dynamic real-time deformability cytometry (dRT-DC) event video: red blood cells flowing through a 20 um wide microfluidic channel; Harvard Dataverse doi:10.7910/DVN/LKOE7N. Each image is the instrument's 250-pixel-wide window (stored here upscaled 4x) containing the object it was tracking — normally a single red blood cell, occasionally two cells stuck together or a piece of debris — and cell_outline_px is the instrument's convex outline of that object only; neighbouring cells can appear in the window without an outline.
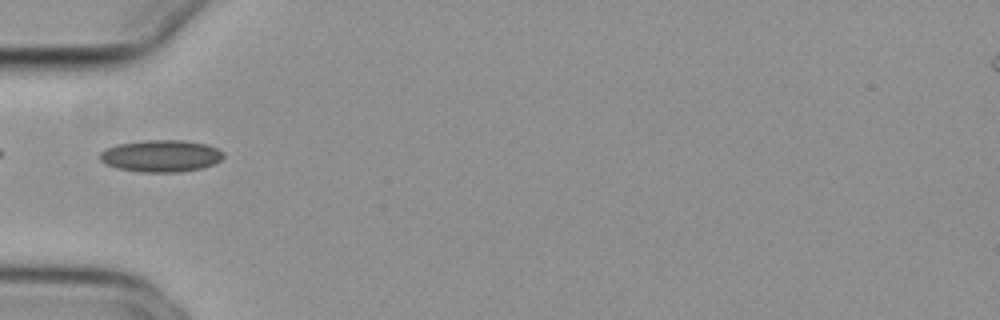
{"species": "common noctule bat (a hibernating species)", "species_latin": "Nyctalus noctula", "temperature_condition": "cold", "stored_images_in_passage": 38, "camera_frame_rate_fps": 3000, "um_per_image_px": 0.085, "animal": {"sex": "female", "body_mass_g": 29.2, "forearm_length_mm": 56.3}, "frame": {"image": 1, "passage_image": 1, "time_ms": 0.0, "image_size_px": [1000, 320], "cell_outline_px": [[224, 156], [220, 160], [204, 168], [180, 172], [140, 172], [116, 168], [100, 160], [100, 152], [104, 148], [116, 144], [144, 140], [184, 140], [208, 144], [224, 152]], "centroid_in_image_um": [13.68, 13.25], "position_along_channel_um": 71.3, "area_um2": 23.24}}
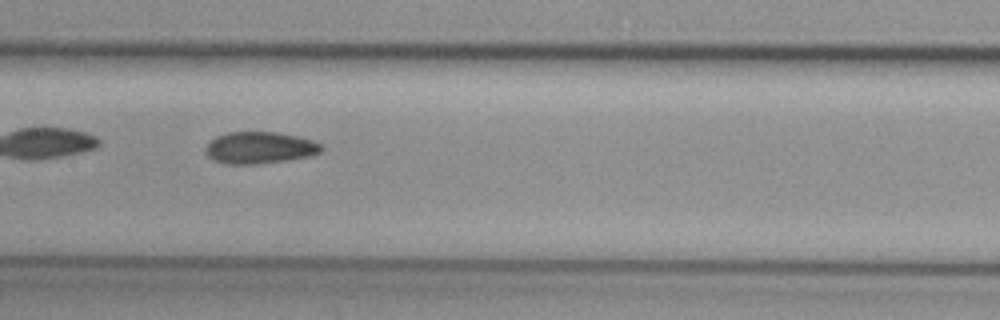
{"frame": {"image": 2, "passage_image": 10, "time_ms": 3.0, "image_size_px": [1000, 320], "cell_outline_px": [[324, 148], [320, 152], [308, 156], [288, 160], [256, 164], [228, 164], [212, 160], [204, 152], [204, 148], [216, 136], [228, 132], [276, 132], [296, 136], [312, 140], [320, 144]], "centroid_in_image_um": [22.04, 12.56], "position_along_channel_um": 185.4, "area_um2": 21.44}}
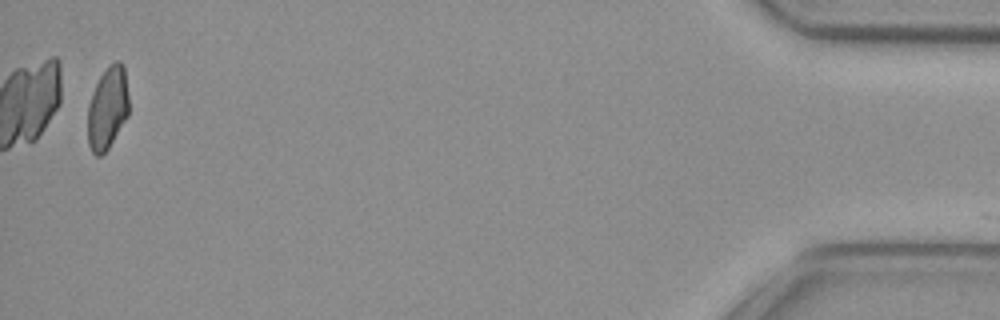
{"frame": {"image": 3, "passage_image": 36, "time_ms": 11.667, "image_size_px": [1000, 320], "cell_outline_px": [[128, 116], [108, 148], [100, 156], [96, 156], [92, 152], [88, 144], [88, 104], [92, 92], [100, 76], [108, 64], [116, 60], [120, 60], [124, 64], [128, 96]], "centroid_in_image_um": [9.14, 9.15], "position_along_channel_um": 426.1, "area_um2": 19.94}, "authors_computed_cell_mechanics": {"area_um2": 20.8947, "velocity_mm_per_s": 3.796, "shape_relaxation_time_tau1_ms": null, "shape_relaxation_time_tau2_ms": 4.243, "deformation_change_tau1": null, "deformation_change_tau2": 0.0949}}